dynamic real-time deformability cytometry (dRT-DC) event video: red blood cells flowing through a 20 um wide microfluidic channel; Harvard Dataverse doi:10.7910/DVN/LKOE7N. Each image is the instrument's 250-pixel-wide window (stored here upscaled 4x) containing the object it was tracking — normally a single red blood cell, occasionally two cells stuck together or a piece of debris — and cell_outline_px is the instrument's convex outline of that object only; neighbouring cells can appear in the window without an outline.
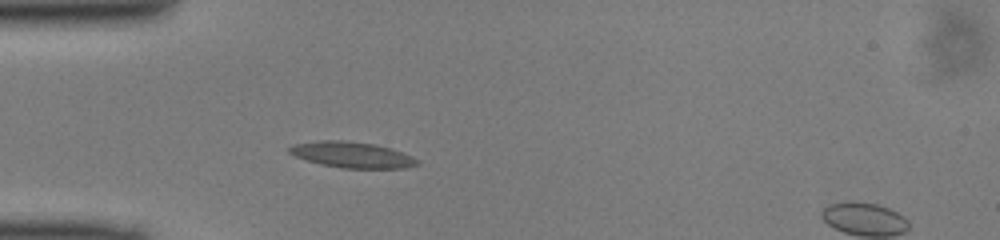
{"species": "common noctule bat (a hibernating species)", "species_latin": "Nyctalus noctula", "temperature_condition": "cold", "stored_images_in_passage": 40, "camera_frame_rate_fps": 3000, "um_per_image_px": 0.085, "animal": {"sex": "male", "body_mass_g": 13.0, "forearm_length_mm": 53.1}, "frame": {"image": 1, "passage_image": 4, "time_ms": 1.0, "image_size_px": [1000, 240], "cell_outline_px": [[420, 164], [404, 168], [340, 168], [320, 164], [296, 156], [288, 152], [288, 148], [292, 144], [320, 140], [344, 140], [376, 144], [412, 156], [420, 160]], "centroid_in_image_um": [29.91, 13.15], "position_along_channel_um": 55.1, "area_um2": 19.31}}
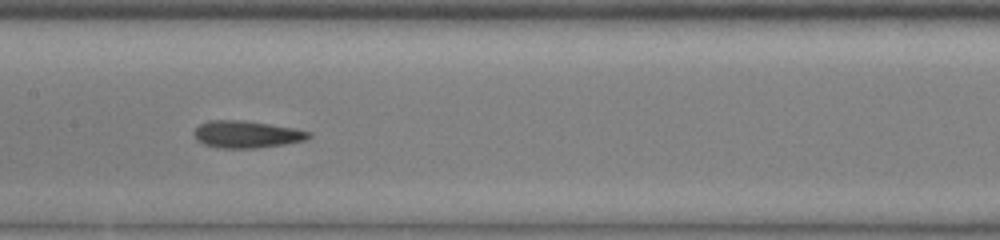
{"frame": {"image": 2, "passage_image": 14, "time_ms": 4.333, "image_size_px": [1000, 240], "cell_outline_px": [[312, 136], [304, 140], [284, 144], [256, 148], [220, 148], [204, 144], [196, 140], [192, 132], [200, 124], [208, 120], [244, 120], [292, 128], [312, 132]], "centroid_in_image_um": [20.92, 11.42], "position_along_channel_um": 186.5, "area_um2": 18.09}}
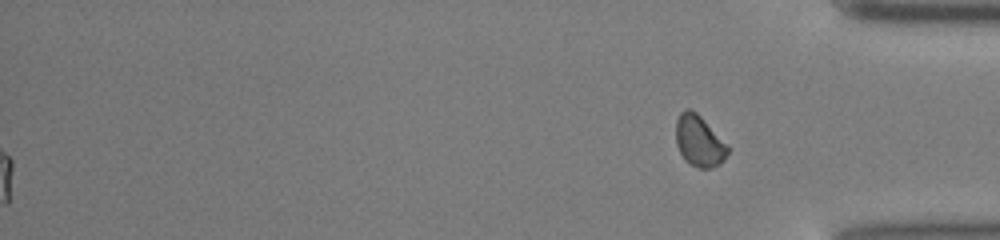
{"frame": {"image": 3, "passage_image": 40, "time_ms": 13.0, "image_size_px": [1000, 240], "cell_outline_px": [[728, 152], [720, 164], [712, 168], [700, 168], [684, 160], [676, 144], [676, 120], [680, 112], [684, 108], [688, 108], [696, 112], [728, 144]], "centroid_in_image_um": [59.42, 11.97], "position_along_channel_um": 375.8, "area_um2": 15.43}}